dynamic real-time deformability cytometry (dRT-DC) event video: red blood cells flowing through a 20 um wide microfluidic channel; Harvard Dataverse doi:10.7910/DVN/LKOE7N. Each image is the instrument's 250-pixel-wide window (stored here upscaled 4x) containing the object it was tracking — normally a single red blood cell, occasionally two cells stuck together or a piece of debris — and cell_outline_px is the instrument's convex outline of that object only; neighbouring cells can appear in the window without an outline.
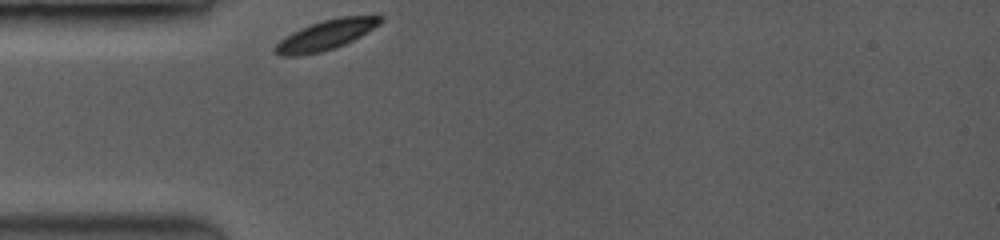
{"species": "common noctule bat (a hibernating species)", "species_latin": "Nyctalus noctula", "temperature_condition": "room temperature", "stored_images_in_passage": 35, "camera_frame_rate_fps": 3500, "um_per_image_px": 0.085, "animal": {"sex": "female", "body_mass_g": 19.0, "forearm_length_mm": 53.3}, "frame": {"image": 1, "passage_image": 1, "time_ms": 0.0, "image_size_px": [1000, 240], "cell_outline_px": [[384, 20], [380, 24], [360, 36], [336, 48], [320, 52], [300, 56], [280, 56], [272, 52], [272, 48], [280, 40], [292, 32], [300, 28], [324, 20], [340, 16], [384, 16]], "centroid_in_image_um": [27.66, 2.99], "position_along_channel_um": 57.3, "area_um2": 18.32}}
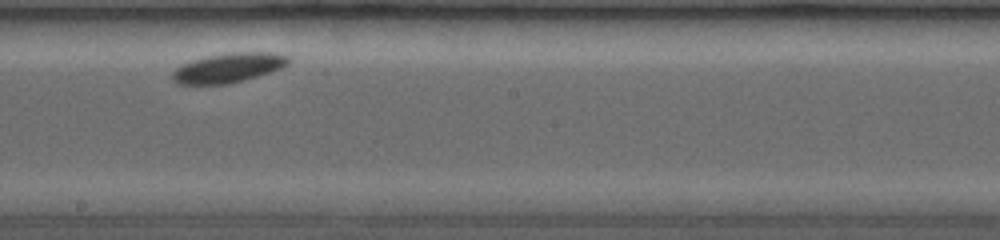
{"frame": {"image": 2, "passage_image": 14, "time_ms": 4.857, "image_size_px": [1000, 240], "cell_outline_px": [[292, 60], [284, 68], [244, 80], [228, 84], [180, 84], [172, 80], [172, 72], [180, 64], [192, 60], [208, 56], [232, 52], [276, 52], [288, 56]], "centroid_in_image_um": [19.46, 5.75], "position_along_channel_um": 228.7, "area_um2": 20.17}}
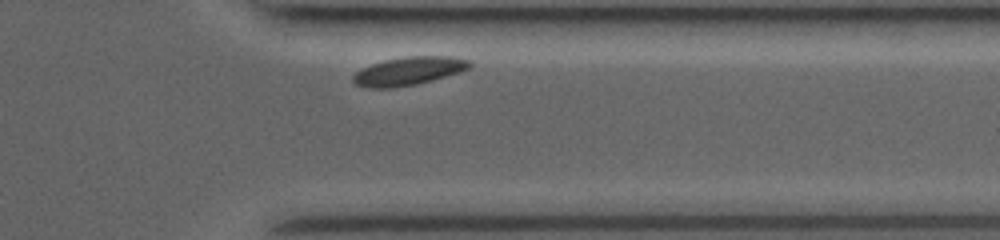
{"frame": {"image": 3, "passage_image": 31, "time_ms": 8.857, "image_size_px": [1000, 240], "cell_outline_px": [[472, 64], [468, 68], [444, 76], [416, 84], [388, 88], [376, 88], [356, 84], [352, 80], [352, 76], [360, 68], [384, 60], [408, 56], [452, 56], [468, 60]], "centroid_in_image_um": [34.69, 6.02], "position_along_channel_um": 376.7, "area_um2": 18.79}, "authors_computed_cell_mechanics": {"area_um2": 18.785, "velocity_mm_per_s": 3.661, "shape_relaxation_time_tau1_ms": 0.4554, "shape_relaxation_time_tau2_ms": null, "deformation_change_tau1": 0.0658, "deformation_change_tau2": null}}